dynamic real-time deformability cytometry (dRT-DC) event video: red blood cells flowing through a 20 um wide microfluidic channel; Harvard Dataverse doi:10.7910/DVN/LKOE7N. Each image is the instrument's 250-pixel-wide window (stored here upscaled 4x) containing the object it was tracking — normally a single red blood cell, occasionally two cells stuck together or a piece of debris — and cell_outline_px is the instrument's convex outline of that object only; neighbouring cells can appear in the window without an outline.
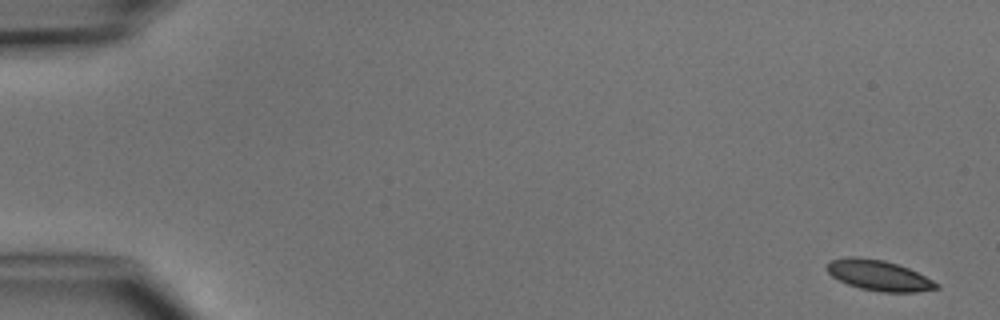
{"species": "common noctule bat (a hibernating species)", "species_latin": "Nyctalus noctula", "temperature_condition": "cold", "stored_images_in_passage": 4, "camera_frame_rate_fps": 3000, "um_per_image_px": 0.085, "animal": {"sex": "male", "body_mass_g": 15.6}, "frame": {"image": 1, "passage_image": 1, "time_ms": 0.0, "image_size_px": [1000, 320], "cell_outline_px": [[940, 288], [916, 292], [880, 292], [860, 288], [848, 284], [832, 276], [824, 268], [824, 264], [832, 260], [848, 256], [856, 256], [884, 260], [908, 268], [940, 284]], "centroid_in_image_um": [74.67, 23.4], "position_along_channel_um": 10.3, "area_um2": 19.48}}
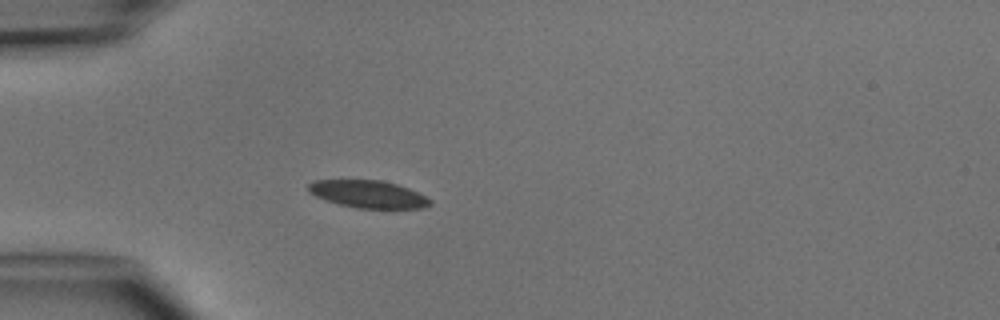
{"frame": {"image": 2, "passage_image": 4, "time_ms": 4.333, "image_size_px": [1000, 320], "cell_outline_px": [[432, 204], [424, 208], [356, 208], [340, 204], [316, 196], [308, 192], [308, 184], [316, 180], [380, 180], [396, 184], [408, 188], [432, 200]], "centroid_in_image_um": [31.3, 16.5], "position_along_channel_um": 53.7, "area_um2": 19.25}}